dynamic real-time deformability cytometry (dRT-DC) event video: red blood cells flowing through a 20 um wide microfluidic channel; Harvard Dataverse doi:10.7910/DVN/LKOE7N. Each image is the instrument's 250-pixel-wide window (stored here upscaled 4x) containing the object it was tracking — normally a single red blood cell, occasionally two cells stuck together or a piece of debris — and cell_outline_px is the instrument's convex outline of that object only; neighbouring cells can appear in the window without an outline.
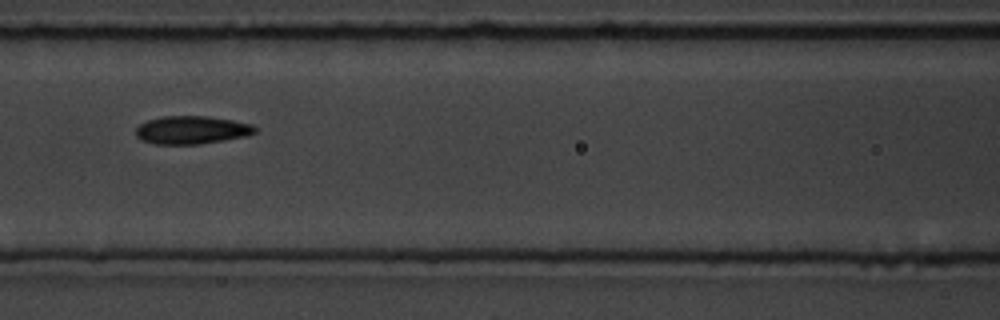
{"species": "common noctule bat (a hibernating species)", "species_latin": "Nyctalus noctula", "temperature_condition": "room temperature", "stored_images_in_passage": 16, "camera_frame_rate_fps": 3000, "um_per_image_px": 0.085, "animal": {"sex": "male", "body_mass_g": 19.5, "forearm_length_mm": 54.6}, "frame": {"image": 1, "passage_image": 7, "time_ms": 7.667, "image_size_px": [1000, 320], "cell_outline_px": [[256, 132], [248, 136], [200, 144], [156, 144], [144, 140], [136, 136], [136, 128], [140, 124], [148, 120], [164, 116], [208, 116], [232, 120], [252, 124], [256, 128]], "centroid_in_image_um": [16.32, 11.04], "position_along_channel_um": 150.3, "area_um2": 19.42}}
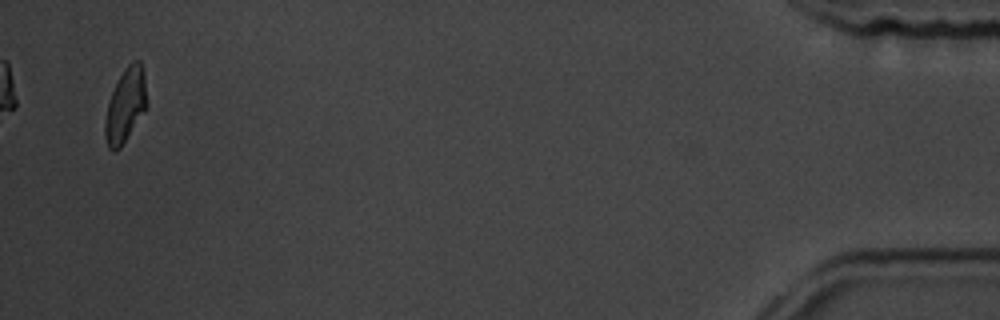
{"frame": {"image": 2, "passage_image": 16, "time_ms": 17.667, "image_size_px": [1000, 320], "cell_outline_px": [[144, 108], [120, 148], [112, 152], [108, 148], [104, 136], [104, 124], [108, 104], [112, 92], [124, 68], [132, 60], [140, 60], [144, 76]], "centroid_in_image_um": [10.6, 8.96], "position_along_channel_um": 424.6, "area_um2": 17.11}, "authors_computed_cell_mechanics": {"area_um2": 19.5364, "velocity_mm_per_s": 3.5948, "shape_relaxation_time_tau1_ms": null, "shape_relaxation_time_tau2_ms": 9.7703, "deformation_change_tau1": null, "deformation_change_tau2": 0.1537}}